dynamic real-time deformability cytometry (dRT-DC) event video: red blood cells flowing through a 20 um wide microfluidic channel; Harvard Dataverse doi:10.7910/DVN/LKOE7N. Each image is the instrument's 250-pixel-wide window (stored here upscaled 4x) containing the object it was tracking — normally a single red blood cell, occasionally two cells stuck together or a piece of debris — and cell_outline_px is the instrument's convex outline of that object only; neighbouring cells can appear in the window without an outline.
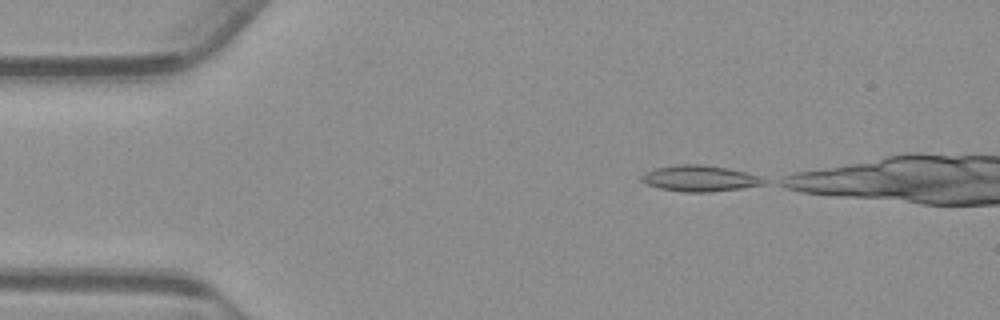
{"species": "common noctule bat (a hibernating species)", "species_latin": "Nyctalus noctula", "temperature_condition": "warm", "stored_images_in_passage": 36, "camera_frame_rate_fps": 3000, "um_per_image_px": 0.085, "animal": {"sex": "male", "body_mass_g": 23.1, "forearm_length_mm": 52.7}, "frame": {"image": 1, "passage_image": 1, "time_ms": 0.0, "image_size_px": [1000, 320], "cell_outline_px": [[768, 180], [764, 184], [740, 188], [712, 192], [680, 192], [660, 188], [648, 184], [640, 180], [640, 176], [644, 172], [656, 168], [676, 164], [704, 164], [728, 168], [760, 176]], "centroid_in_image_um": [59.46, 15.16], "position_along_channel_um": 25.5, "area_um2": 18.67}}
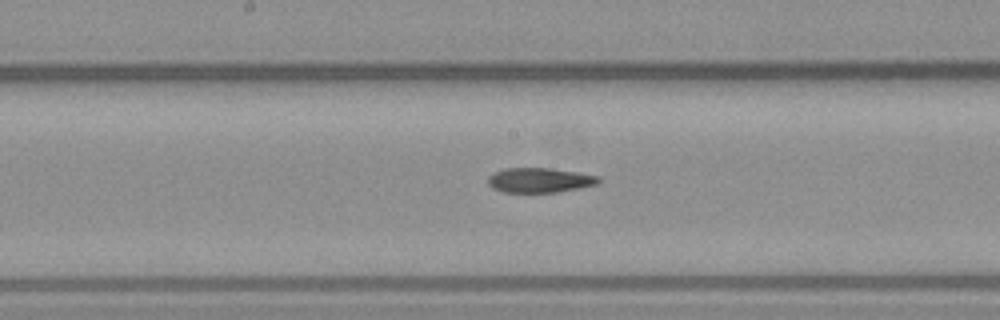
{"frame": {"image": 2, "passage_image": 20, "time_ms": 6.333, "image_size_px": [1000, 320], "cell_outline_px": [[600, 180], [596, 184], [580, 188], [556, 192], [504, 192], [492, 188], [488, 184], [488, 176], [504, 168], [548, 168], [576, 172], [600, 176]], "centroid_in_image_um": [45.86, 15.31], "position_along_channel_um": 202.3, "area_um2": 15.84}}
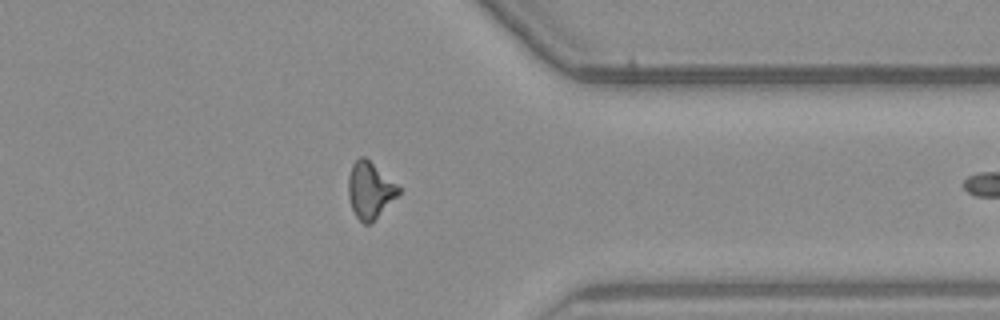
{"frame": {"image": 3, "passage_image": 35, "time_ms": 11.333, "image_size_px": [1000, 320], "cell_outline_px": [[400, 192], [372, 224], [364, 224], [356, 216], [352, 208], [348, 196], [348, 176], [352, 164], [360, 156], [364, 156], [396, 184], [400, 188]], "centroid_in_image_um": [31.42, 16.19], "position_along_channel_um": 380.0, "area_um2": 16.36}}